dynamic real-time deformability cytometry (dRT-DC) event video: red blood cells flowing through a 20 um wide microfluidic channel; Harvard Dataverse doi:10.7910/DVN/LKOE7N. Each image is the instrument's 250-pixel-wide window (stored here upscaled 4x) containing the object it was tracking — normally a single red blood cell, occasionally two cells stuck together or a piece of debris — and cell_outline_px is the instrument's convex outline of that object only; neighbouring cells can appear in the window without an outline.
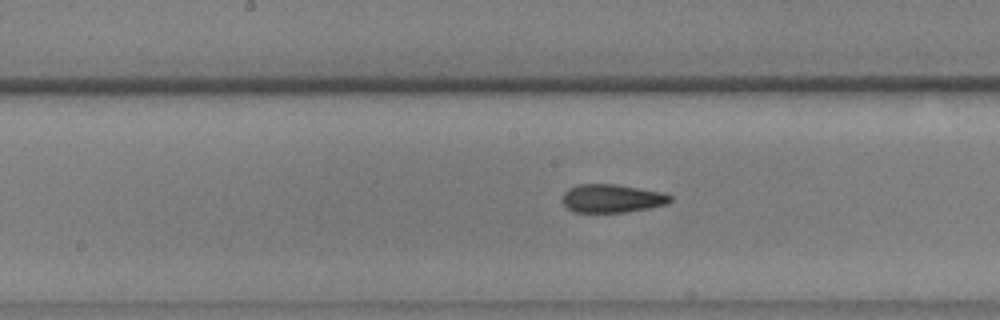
{"species": "common noctule bat (a hibernating species)", "species_latin": "Nyctalus noctula", "temperature_condition": "warm", "stored_images_in_passage": 56, "camera_frame_rate_fps": 3000, "um_per_image_px": 0.085, "animal": {"sex": "male", "body_mass_g": 17.9, "forearm_length_mm": 54.2}, "frame": {"image": 1, "passage_image": 30, "time_ms": 9.667, "image_size_px": [1000, 320], "cell_outline_px": [[672, 200], [668, 204], [648, 208], [624, 212], [572, 212], [560, 200], [564, 192], [568, 188], [576, 184], [616, 184], [664, 192], [672, 196]], "centroid_in_image_um": [52.0, 16.86], "position_along_channel_um": 196.2, "area_um2": 18.03}}
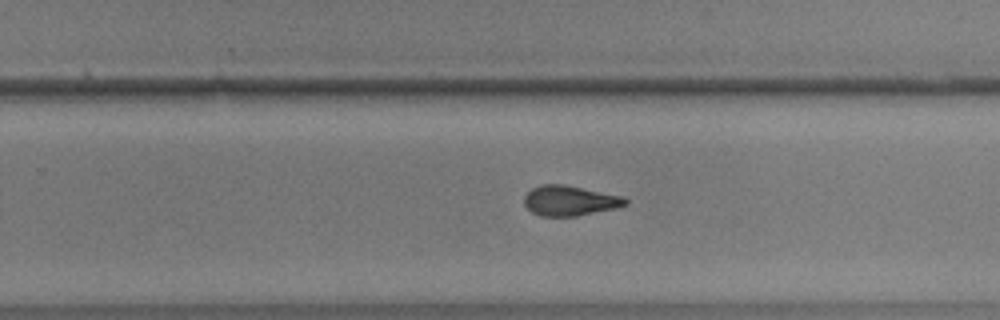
{"frame": {"image": 2, "passage_image": 37, "time_ms": 12.0, "image_size_px": [1000, 320], "cell_outline_px": [[628, 204], [616, 208], [576, 216], [540, 216], [532, 212], [524, 204], [524, 196], [532, 188], [540, 184], [564, 184], [624, 196], [628, 200]], "centroid_in_image_um": [48.44, 17.05], "position_along_channel_um": 281.4, "area_um2": 17.86}}
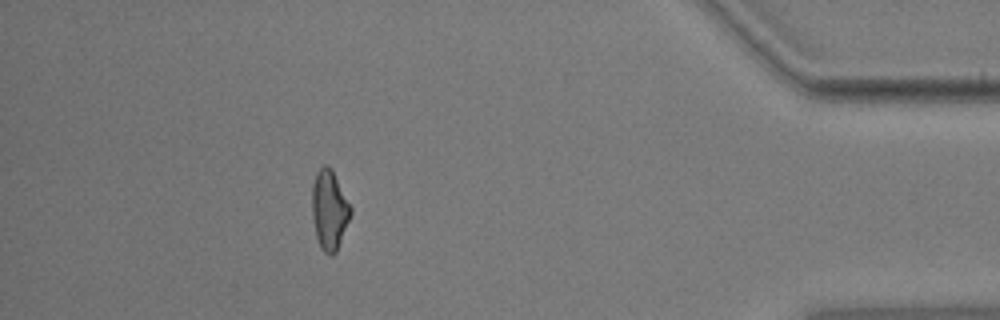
{"frame": {"image": 3, "passage_image": 51, "time_ms": 16.667, "image_size_px": [1000, 320], "cell_outline_px": [[352, 212], [336, 252], [332, 256], [328, 256], [320, 248], [316, 236], [312, 216], [312, 184], [316, 172], [324, 164], [328, 164], [332, 168], [352, 208]], "centroid_in_image_um": [27.99, 17.83], "position_along_channel_um": 407.2, "area_um2": 18.09}, "authors_computed_cell_mechanics": {"area_um2": 17.8891, "velocity_mm_per_s": 3.662, "shape_relaxation_time_tau1_ms": 5.108, "shape_relaxation_time_tau2_ms": 2.2144, "deformation_change_tau1": 0.1686, "deformation_change_tau2": 0.0942}}